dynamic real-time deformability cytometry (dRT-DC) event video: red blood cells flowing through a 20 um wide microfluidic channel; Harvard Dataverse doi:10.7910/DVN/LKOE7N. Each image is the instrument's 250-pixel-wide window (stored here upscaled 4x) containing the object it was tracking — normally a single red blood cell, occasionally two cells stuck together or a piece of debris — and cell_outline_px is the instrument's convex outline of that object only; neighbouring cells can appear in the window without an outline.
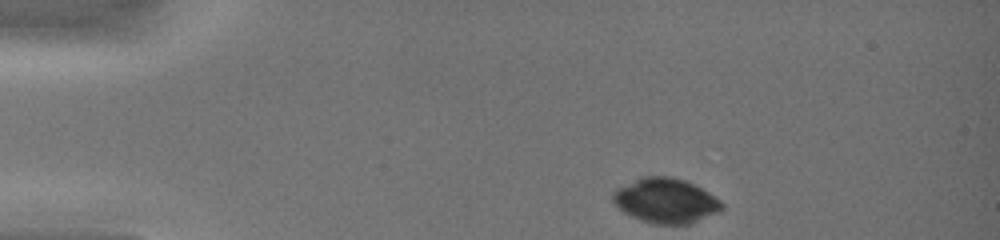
{"species": "common noctule bat (a hibernating species)", "species_latin": "Nyctalus noctula", "temperature_condition": "warm", "stored_images_in_passage": 65, "camera_frame_rate_fps": 3000, "um_per_image_px": 0.085, "animal": {"sex": "female", "body_mass_g": 19.0, "forearm_length_mm": 51.5}, "frame": {"image": 1, "passage_image": 1, "time_ms": 0.0, "image_size_px": [1000, 240], "cell_outline_px": [[724, 208], [720, 212], [692, 224], [652, 224], [640, 220], [624, 212], [612, 200], [612, 192], [616, 188], [640, 176], [672, 176], [684, 180], [708, 192], [720, 200], [724, 204]], "centroid_in_image_um": [56.59, 17.06], "position_along_channel_um": 28.4, "area_um2": 28.73}}
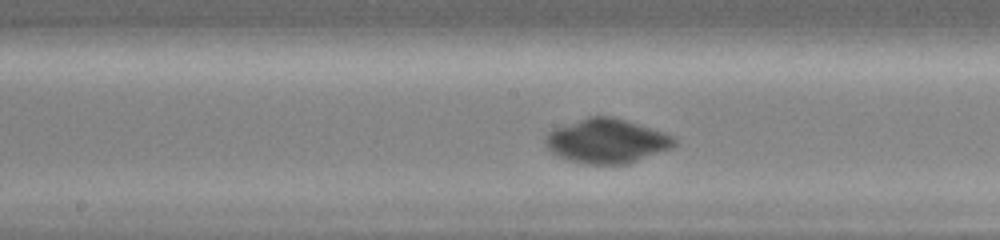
{"frame": {"image": 2, "passage_image": 37, "time_ms": 5.667, "image_size_px": [1000, 240], "cell_outline_px": [[676, 144], [672, 148], [628, 164], [588, 164], [568, 160], [552, 152], [544, 144], [544, 136], [552, 128], [588, 116], [612, 116], [664, 132], [672, 136], [676, 140]], "centroid_in_image_um": [51.54, 11.98], "position_along_channel_um": 196.7, "area_um2": 33.41}}
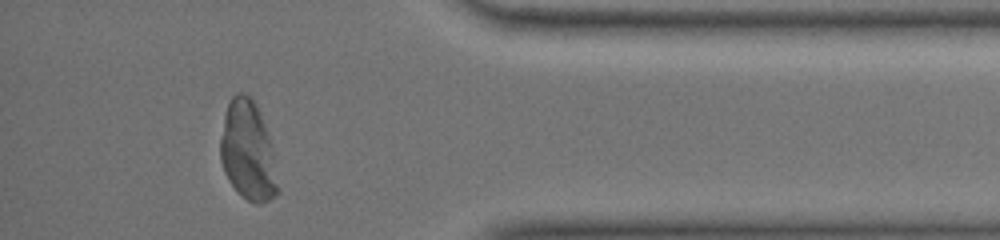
{"frame": {"image": 3, "passage_image": 63, "time_ms": 11.0, "image_size_px": [1000, 240], "cell_outline_px": [[276, 196], [260, 204], [256, 204], [248, 200], [228, 180], [224, 172], [220, 160], [220, 140], [224, 112], [232, 96], [236, 92], [244, 92], [256, 104], [260, 112], [268, 136], [276, 184]], "centroid_in_image_um": [21.0, 12.78], "position_along_channel_um": 414.2, "area_um2": 32.31}}